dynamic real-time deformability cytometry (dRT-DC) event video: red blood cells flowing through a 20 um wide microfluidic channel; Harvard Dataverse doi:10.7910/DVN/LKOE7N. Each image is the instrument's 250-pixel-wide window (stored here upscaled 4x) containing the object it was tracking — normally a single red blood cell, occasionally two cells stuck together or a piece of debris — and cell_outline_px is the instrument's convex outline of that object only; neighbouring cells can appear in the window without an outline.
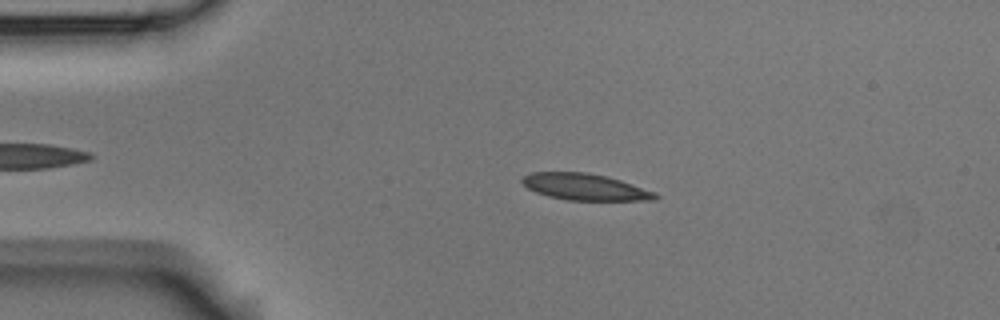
{"species": "Egyptian fruit bat (a non-hibernating species)", "species_latin": "Rousettus aegyptiacus", "temperature_condition": "room temperature", "stored_images_in_passage": 4, "camera_frame_rate_fps": 3000, "um_per_image_px": 0.085, "animal": {"sex": "male"}, "frame": {"image": 1, "passage_image": 3, "time_ms": 0.667, "image_size_px": [1000, 320], "cell_outline_px": [[660, 196], [656, 200], [568, 200], [548, 196], [536, 192], [528, 188], [520, 180], [524, 176], [532, 172], [588, 172], [620, 180], [656, 192]], "centroid_in_image_um": [49.74, 15.89], "position_along_channel_um": 35.3, "area_um2": 20.46}}